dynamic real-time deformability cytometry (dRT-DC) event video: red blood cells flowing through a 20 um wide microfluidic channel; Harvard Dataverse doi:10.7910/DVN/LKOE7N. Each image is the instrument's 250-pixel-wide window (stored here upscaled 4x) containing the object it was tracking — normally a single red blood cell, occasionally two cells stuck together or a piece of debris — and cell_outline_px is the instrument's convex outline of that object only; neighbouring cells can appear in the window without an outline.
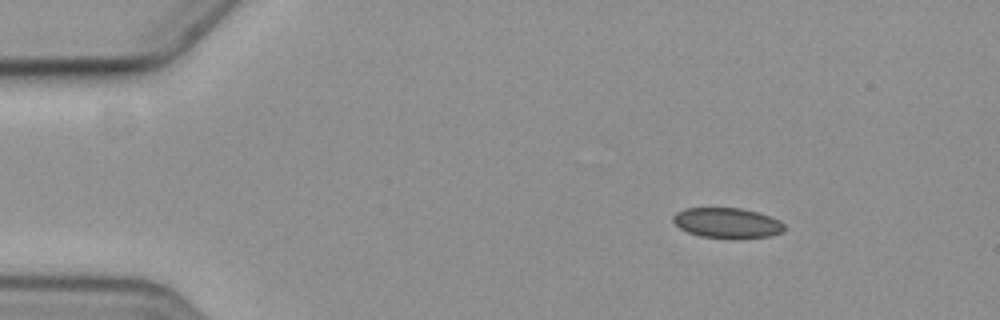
{"species": "common noctule bat (a hibernating species)", "species_latin": "Nyctalus noctula", "temperature_condition": "cold", "stored_images_in_passage": 3, "camera_frame_rate_fps": 3000, "um_per_image_px": 0.085, "animal": {"sex": "female", "body_mass_g": 19.3, "forearm_length_mm": 54.1}, "frame": {"image": 1, "passage_image": 1, "time_ms": 0.0, "image_size_px": [1000, 320], "cell_outline_px": [[784, 232], [772, 236], [740, 240], [728, 240], [700, 236], [688, 232], [680, 228], [672, 220], [672, 216], [676, 212], [684, 208], [740, 208], [756, 212], [780, 220], [784, 224]], "centroid_in_image_um": [61.83, 18.99], "position_along_channel_um": 23.2, "area_um2": 20.17}}